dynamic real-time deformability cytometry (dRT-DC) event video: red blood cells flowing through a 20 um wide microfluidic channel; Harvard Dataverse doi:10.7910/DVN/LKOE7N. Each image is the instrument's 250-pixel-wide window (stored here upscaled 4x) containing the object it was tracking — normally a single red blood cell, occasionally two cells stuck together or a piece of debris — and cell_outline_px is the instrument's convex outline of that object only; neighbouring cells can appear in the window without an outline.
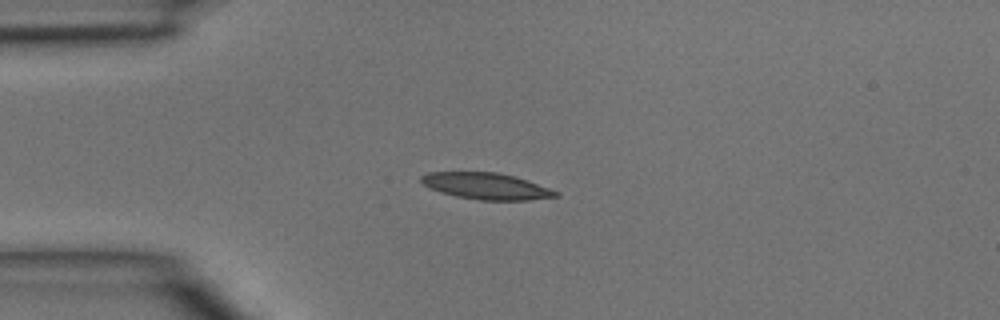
{"species": "common noctule bat (a hibernating species)", "species_latin": "Nyctalus noctula", "temperature_condition": "room temperature", "stored_images_in_passage": 4, "camera_frame_rate_fps": 3000, "um_per_image_px": 0.085, "animal": {"sex": "male", "body_mass_g": 15.6}, "frame": {"image": 1, "passage_image": 2, "time_ms": 0.333, "image_size_px": [1000, 320], "cell_outline_px": [[560, 196], [528, 200], [480, 200], [456, 196], [440, 192], [428, 188], [420, 180], [420, 176], [428, 172], [496, 172], [512, 176], [560, 192]], "centroid_in_image_um": [41.28, 15.82], "position_along_channel_um": 43.7, "area_um2": 20.52}}